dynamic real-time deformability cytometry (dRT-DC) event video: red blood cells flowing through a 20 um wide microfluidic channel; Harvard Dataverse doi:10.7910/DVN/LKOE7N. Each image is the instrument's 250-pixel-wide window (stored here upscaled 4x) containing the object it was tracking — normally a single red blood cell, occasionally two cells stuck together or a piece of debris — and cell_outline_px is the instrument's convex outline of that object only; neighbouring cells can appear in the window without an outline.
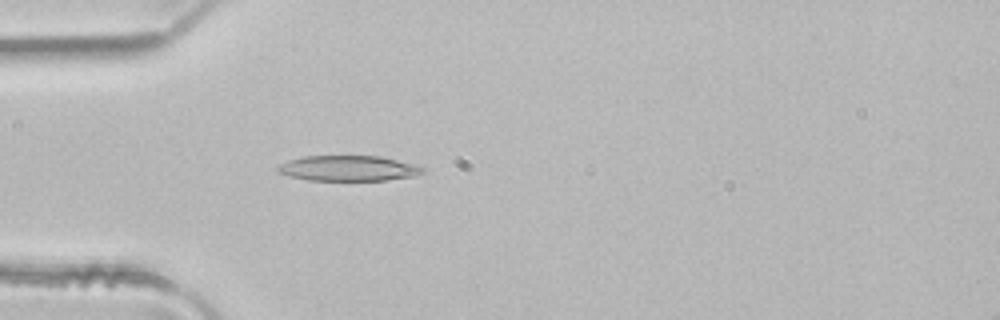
{"species": "common noctule bat (a hibernating species)", "species_latin": "Nyctalus noctula", "temperature_condition": "room temperature", "stored_images_in_passage": 3, "camera_frame_rate_fps": 3000, "um_per_image_px": 0.085, "animal": {"sex": "male", "body_mass_g": 21.5, "forearm_length_mm": 52.0}, "frame": {"image": 1, "passage_image": 3, "time_ms": 0.667, "image_size_px": [1000, 320], "cell_outline_px": [[424, 172], [416, 176], [388, 180], [308, 180], [276, 172], [276, 168], [280, 164], [288, 160], [304, 156], [380, 156], [420, 164], [424, 168]], "centroid_in_image_um": [29.68, 14.3], "position_along_channel_um": 55.3, "area_um2": 21.68}}